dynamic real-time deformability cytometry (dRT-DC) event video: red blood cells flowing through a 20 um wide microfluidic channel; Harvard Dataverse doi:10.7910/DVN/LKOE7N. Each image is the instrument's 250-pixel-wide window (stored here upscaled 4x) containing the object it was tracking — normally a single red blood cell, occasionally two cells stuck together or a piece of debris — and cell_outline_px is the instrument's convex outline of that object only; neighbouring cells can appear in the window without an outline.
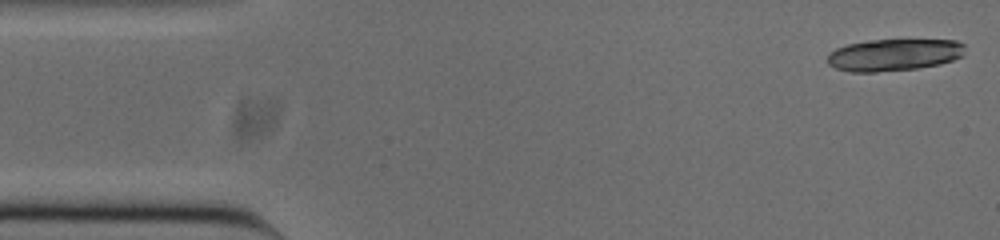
{"species": "common noctule bat (a hibernating species)", "species_latin": "Nyctalus noctula", "temperature_condition": "cold", "stored_images_in_passage": 16, "camera_frame_rate_fps": 3000, "um_per_image_px": 0.085, "animal": {"sex": "male", "body_mass_g": 20.0, "forearm_length_mm": 53.3}, "frame": {"image": 1, "passage_image": 1, "time_ms": 0.0, "image_size_px": [1000, 240], "cell_outline_px": [[964, 56], [940, 64], [916, 68], [876, 72], [852, 72], [836, 68], [828, 64], [828, 56], [836, 48], [848, 44], [876, 40], [956, 40], [964, 44]], "centroid_in_image_um": [76.02, 4.66], "position_along_channel_um": 9.0, "area_um2": 25.43}}